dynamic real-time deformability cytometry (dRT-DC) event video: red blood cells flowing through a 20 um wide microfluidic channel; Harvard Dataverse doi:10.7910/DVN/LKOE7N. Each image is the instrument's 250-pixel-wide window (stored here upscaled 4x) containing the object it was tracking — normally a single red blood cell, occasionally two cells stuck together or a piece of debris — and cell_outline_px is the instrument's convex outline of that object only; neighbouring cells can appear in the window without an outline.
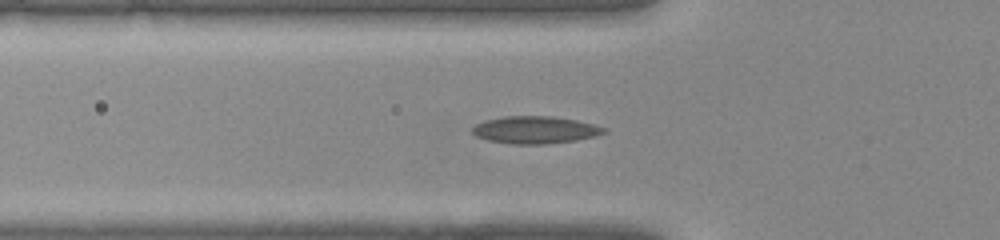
{"species": "common noctule bat (a hibernating species)", "species_latin": "Nyctalus noctula", "temperature_condition": "warm", "stored_images_in_passage": 40, "camera_frame_rate_fps": 3000, "um_per_image_px": 0.085, "animal": {"sex": "female", "body_mass_g": 22.0, "forearm_length_mm": 56.7}, "frame": {"image": 1, "passage_image": 13, "time_ms": 4.0, "image_size_px": [1000, 240], "cell_outline_px": [[608, 132], [596, 136], [576, 140], [548, 144], [512, 144], [488, 140], [476, 136], [472, 132], [472, 128], [476, 124], [484, 120], [508, 116], [552, 116], [576, 120], [608, 128]], "centroid_in_image_um": [45.52, 11.04], "position_along_channel_um": 80.3, "area_um2": 21.04}}
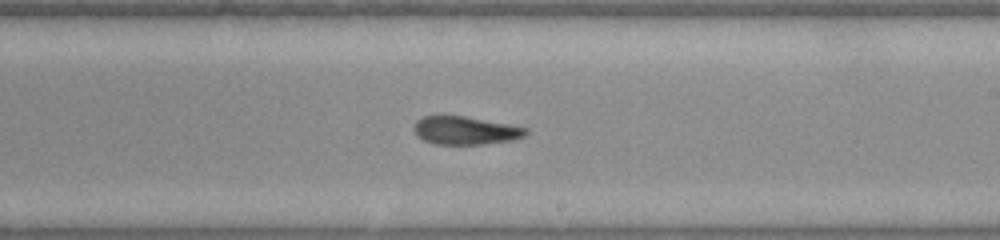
{"frame": {"image": 2, "passage_image": 23, "time_ms": 7.333, "image_size_px": [1000, 240], "cell_outline_px": [[528, 132], [524, 136], [512, 140], [484, 144], [436, 144], [424, 140], [412, 128], [416, 120], [424, 116], [464, 116], [508, 124], [528, 128]], "centroid_in_image_um": [39.56, 11.09], "position_along_channel_um": 249.4, "area_um2": 18.15}}
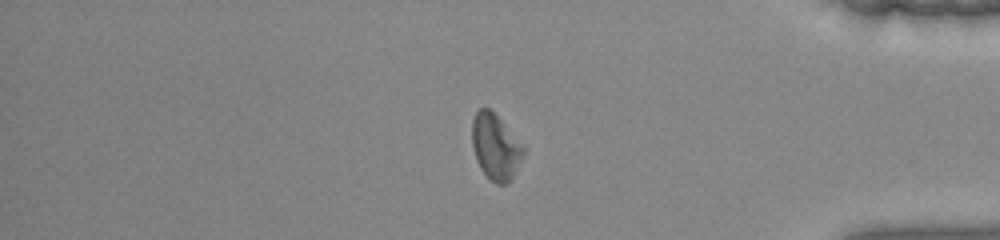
{"frame": {"image": 3, "passage_image": 33, "time_ms": 10.667, "image_size_px": [1000, 240], "cell_outline_px": [[524, 156], [512, 180], [504, 184], [496, 184], [480, 168], [476, 160], [472, 148], [472, 120], [476, 112], [480, 108], [488, 108], [500, 120], [524, 148]], "centroid_in_image_um": [42.1, 12.52], "position_along_channel_um": 393.1, "area_um2": 19.36}}